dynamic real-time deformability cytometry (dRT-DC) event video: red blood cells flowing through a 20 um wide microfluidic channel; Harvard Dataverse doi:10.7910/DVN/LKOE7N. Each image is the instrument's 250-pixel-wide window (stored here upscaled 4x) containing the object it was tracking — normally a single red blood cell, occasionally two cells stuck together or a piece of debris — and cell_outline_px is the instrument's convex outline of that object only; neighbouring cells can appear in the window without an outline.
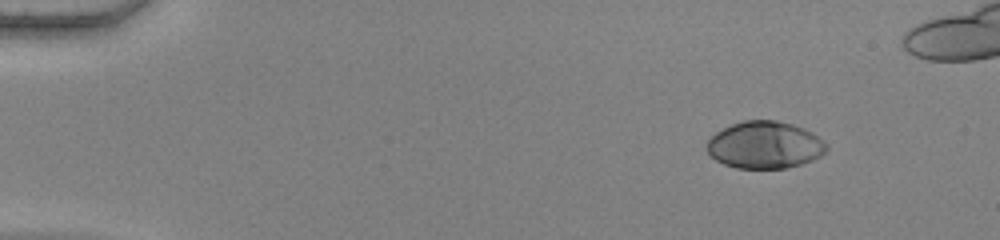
{"species": "human", "species_latin": "Homo sapiens", "temperature_condition": "warm", "stored_images_in_passage": 46, "camera_frame_rate_fps": 3000, "um_per_image_px": 0.085, "donor": {"sex": "female"}, "frame": {"image": 1, "passage_image": 1, "time_ms": 0.0, "image_size_px": [1000, 240], "cell_outline_px": [[828, 148], [820, 156], [812, 160], [800, 164], [784, 168], [736, 168], [724, 164], [716, 160], [708, 152], [704, 144], [716, 132], [732, 124], [744, 120], [776, 120], [792, 124], [804, 128], [812, 132], [824, 140], [828, 144]], "centroid_in_image_um": [65.01, 12.31], "position_along_channel_um": 20.0, "area_um2": 32.95}}
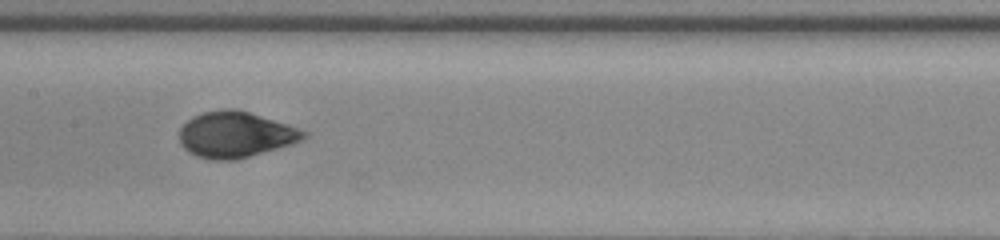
{"frame": {"image": 2, "passage_image": 23, "time_ms": 7.333, "image_size_px": [1000, 240], "cell_outline_px": [[308, 136], [304, 140], [292, 144], [236, 160], [212, 160], [196, 156], [188, 152], [180, 144], [180, 128], [192, 116], [204, 112], [220, 108], [236, 108], [288, 124], [308, 132]], "centroid_in_image_um": [20.02, 11.44], "position_along_channel_um": 187.4, "area_um2": 33.52}}
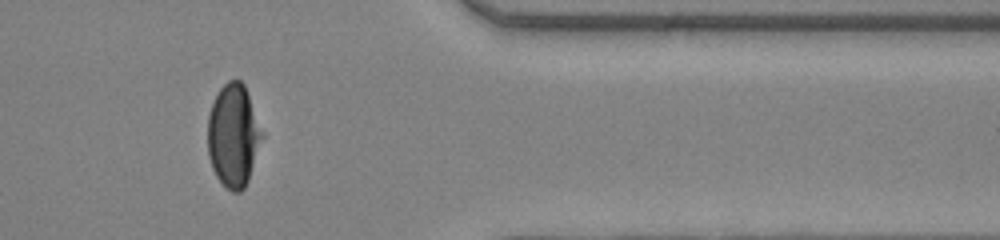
{"frame": {"image": 3, "passage_image": 40, "time_ms": 13.0, "image_size_px": [1000, 240], "cell_outline_px": [[264, 136], [248, 180], [244, 188], [240, 192], [232, 192], [216, 176], [212, 168], [208, 156], [208, 116], [212, 104], [220, 88], [228, 80], [240, 80], [244, 84], [264, 132]], "centroid_in_image_um": [19.85, 11.52], "position_along_channel_um": 391.5, "area_um2": 32.6}}